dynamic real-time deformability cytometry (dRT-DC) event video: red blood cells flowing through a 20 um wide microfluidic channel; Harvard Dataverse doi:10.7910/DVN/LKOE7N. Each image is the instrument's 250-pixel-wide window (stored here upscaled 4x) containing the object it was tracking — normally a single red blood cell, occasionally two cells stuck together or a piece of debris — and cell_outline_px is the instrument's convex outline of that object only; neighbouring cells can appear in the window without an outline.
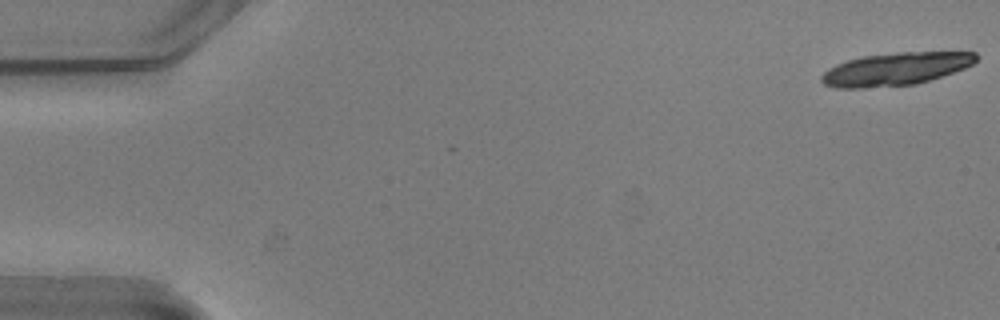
{"species": "common noctule bat (a hibernating species)", "species_latin": "Nyctalus noctula", "temperature_condition": "warm", "stored_images_in_passage": 19, "camera_frame_rate_fps": 3000, "um_per_image_px": 0.085, "animal": {"sex": "male", "body_mass_g": 20.5, "forearm_length_mm": 52.5}, "frame": {"image": 1, "passage_image": 1, "time_ms": 0.0, "image_size_px": [1000, 320], "cell_outline_px": [[976, 60], [972, 64], [964, 68], [916, 84], [864, 88], [836, 88], [824, 84], [820, 80], [820, 76], [828, 68], [836, 64], [848, 60], [864, 56], [896, 52], [976, 52]], "centroid_in_image_um": [76.07, 5.86], "position_along_channel_um": 8.9, "area_um2": 29.3}}